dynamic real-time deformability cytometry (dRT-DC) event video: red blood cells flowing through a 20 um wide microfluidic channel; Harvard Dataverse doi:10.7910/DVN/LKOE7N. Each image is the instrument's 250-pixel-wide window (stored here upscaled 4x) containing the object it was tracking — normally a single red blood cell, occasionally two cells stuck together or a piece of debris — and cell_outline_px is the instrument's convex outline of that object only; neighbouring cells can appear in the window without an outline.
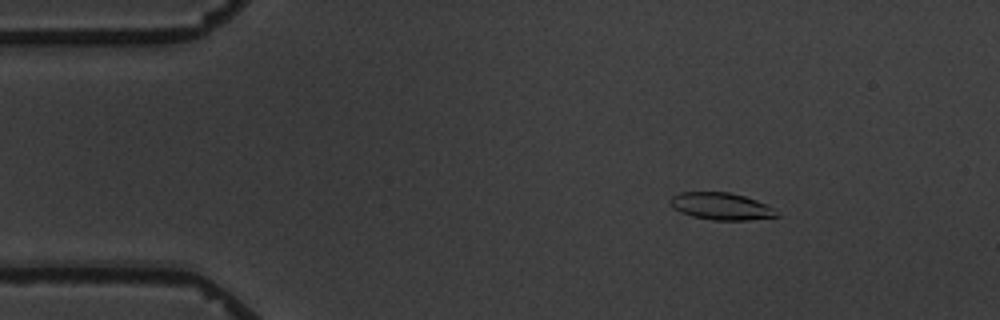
{"species": "common noctule bat (a hibernating species)", "species_latin": "Nyctalus noctula", "temperature_condition": "warm", "stored_images_in_passage": 7, "camera_frame_rate_fps": 3000, "um_per_image_px": 0.085, "animal": {"sex": "male", "body_mass_g": 19.5, "forearm_length_mm": 54.6}, "frame": {"image": 1, "passage_image": 3, "time_ms": 2.333, "image_size_px": [1000, 320], "cell_outline_px": [[780, 216], [748, 220], [712, 220], [692, 216], [680, 212], [672, 208], [668, 200], [672, 196], [680, 192], [728, 192], [744, 196], [756, 200], [776, 208]], "centroid_in_image_um": [61.3, 17.53], "position_along_channel_um": 23.7, "area_um2": 16.99}}
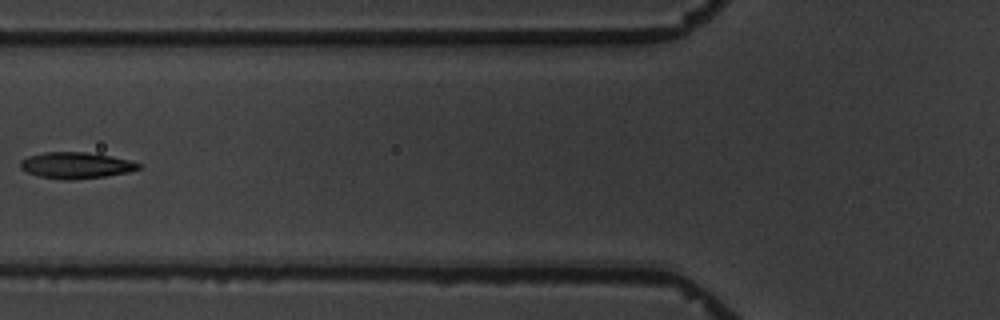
{"frame": {"image": 2, "passage_image": 7, "time_ms": 7.0, "image_size_px": [1000, 320], "cell_outline_px": [[140, 168], [128, 172], [104, 176], [72, 180], [64, 180], [40, 176], [28, 172], [20, 168], [20, 160], [28, 156], [44, 152], [84, 152], [108, 156], [128, 160], [140, 164]], "centroid_in_image_um": [6.41, 14.05], "position_along_channel_um": 119.4, "area_um2": 17.8}}